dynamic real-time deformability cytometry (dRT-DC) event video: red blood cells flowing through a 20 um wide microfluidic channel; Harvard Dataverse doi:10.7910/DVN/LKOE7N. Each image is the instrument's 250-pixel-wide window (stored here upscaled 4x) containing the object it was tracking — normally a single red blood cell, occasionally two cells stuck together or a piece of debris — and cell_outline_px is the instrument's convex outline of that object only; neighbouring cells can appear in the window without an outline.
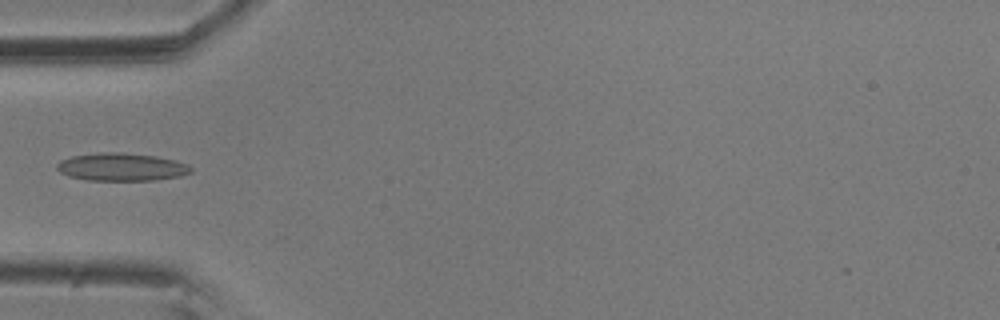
{"species": "common noctule bat (a hibernating species)", "species_latin": "Nyctalus noctula", "temperature_condition": "room temperature", "stored_images_in_passage": 1, "camera_frame_rate_fps": 3000, "um_per_image_px": 0.085, "animal": {"sex": "male", "body_mass_g": 20.5, "forearm_length_mm": 52.5}, "frame": {"image": 1, "passage_image": 1, "time_ms": 0.0, "image_size_px": [1000, 320], "cell_outline_px": [[192, 172], [180, 176], [152, 180], [88, 180], [68, 176], [60, 172], [56, 168], [56, 164], [60, 160], [72, 156], [100, 152], [120, 152], [156, 156], [176, 160], [188, 164], [192, 168]], "centroid_in_image_um": [10.32, 14.18], "position_along_channel_um": 74.7, "area_um2": 21.79}}